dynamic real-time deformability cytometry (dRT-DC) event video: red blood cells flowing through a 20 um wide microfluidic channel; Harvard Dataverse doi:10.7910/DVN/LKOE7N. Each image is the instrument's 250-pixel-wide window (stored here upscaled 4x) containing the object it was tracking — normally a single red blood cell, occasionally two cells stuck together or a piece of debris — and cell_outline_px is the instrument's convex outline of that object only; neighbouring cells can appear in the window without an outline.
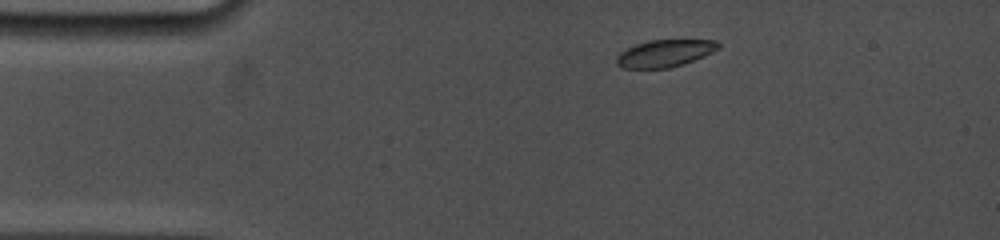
{"species": "common noctule bat (a hibernating species)", "species_latin": "Nyctalus noctula", "temperature_condition": "cold", "stored_images_in_passage": 6, "camera_frame_rate_fps": 5000, "um_per_image_px": 0.085, "animal": {"sex": "female", "body_mass_g": 19.0, "forearm_length_mm": 53.3}, "frame": {"image": 1, "passage_image": 2, "time_ms": 1.0, "image_size_px": [1000, 240], "cell_outline_px": [[720, 48], [704, 56], [684, 64], [668, 68], [624, 68], [616, 64], [616, 56], [620, 52], [636, 44], [652, 40], [716, 40], [720, 44]], "centroid_in_image_um": [56.52, 4.53], "position_along_channel_um": 28.5, "area_um2": 16.07}}
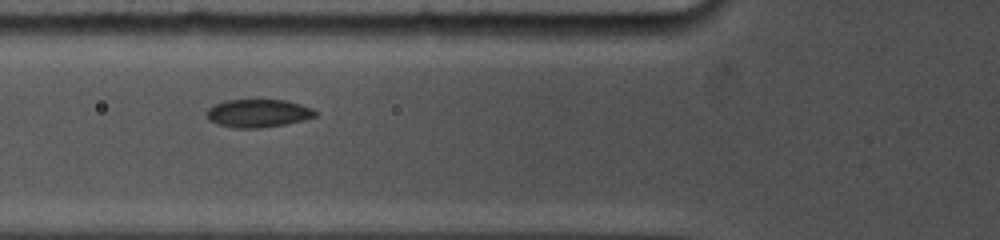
{"frame": {"image": 2, "passage_image": 5, "time_ms": 4.4, "image_size_px": [1000, 240], "cell_outline_px": [[316, 116], [304, 120], [284, 124], [260, 128], [236, 128], [216, 124], [208, 120], [204, 112], [208, 108], [224, 100], [284, 100], [300, 104], [312, 108], [316, 112]], "centroid_in_image_um": [21.89, 9.63], "position_along_channel_um": 103.9, "area_um2": 17.8}}
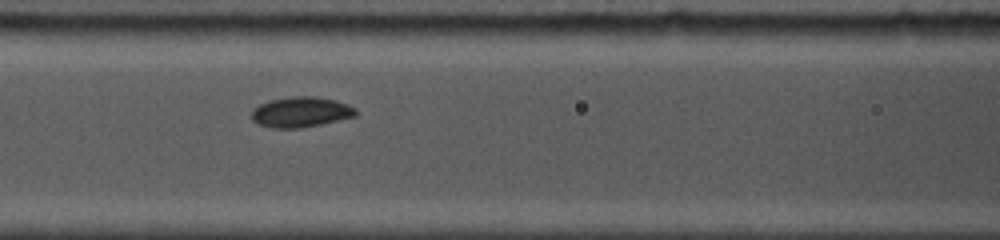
{"frame": {"image": 3, "passage_image": 6, "time_ms": 5.4, "image_size_px": [1000, 240], "cell_outline_px": [[356, 116], [320, 124], [300, 128], [272, 128], [256, 124], [252, 120], [252, 108], [268, 100], [292, 96], [316, 96], [336, 100], [348, 104], [356, 108]], "centroid_in_image_um": [25.54, 9.52], "position_along_channel_um": 141.1, "area_um2": 18.61}}